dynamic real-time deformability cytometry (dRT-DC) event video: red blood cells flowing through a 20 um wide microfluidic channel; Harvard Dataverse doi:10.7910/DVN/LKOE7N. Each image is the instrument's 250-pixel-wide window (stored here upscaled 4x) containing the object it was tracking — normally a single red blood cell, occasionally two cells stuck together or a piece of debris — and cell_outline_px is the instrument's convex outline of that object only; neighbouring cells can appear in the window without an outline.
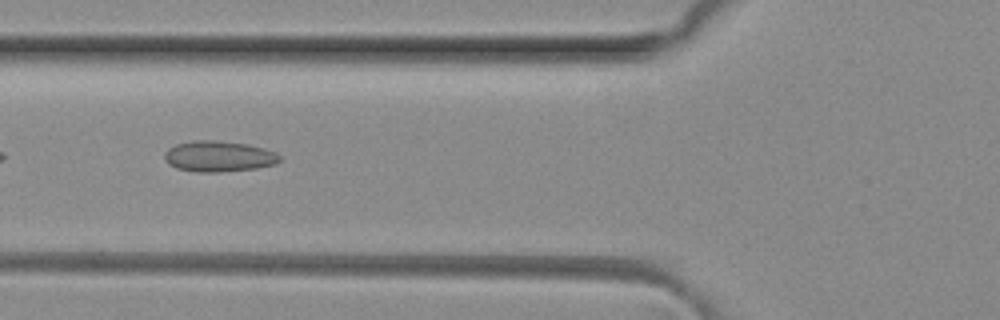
{"species": "common noctule bat (a hibernating species)", "species_latin": "Nyctalus noctula", "temperature_condition": "room temperature", "stored_images_in_passage": 3, "camera_frame_rate_fps": 3000, "um_per_image_px": 0.085, "animal": {"sex": "female", "body_mass_g": 29.2, "forearm_length_mm": 56.3}, "frame": {"image": 1, "passage_image": 3, "time_ms": 0.667, "image_size_px": [1000, 320], "cell_outline_px": [[280, 160], [276, 164], [256, 168], [220, 172], [196, 172], [176, 168], [168, 164], [164, 160], [164, 152], [168, 148], [176, 144], [192, 140], [216, 140], [248, 144], [264, 148], [276, 152], [280, 156]], "centroid_in_image_um": [18.57, 13.28], "position_along_channel_um": 107.2, "area_um2": 20.92}}